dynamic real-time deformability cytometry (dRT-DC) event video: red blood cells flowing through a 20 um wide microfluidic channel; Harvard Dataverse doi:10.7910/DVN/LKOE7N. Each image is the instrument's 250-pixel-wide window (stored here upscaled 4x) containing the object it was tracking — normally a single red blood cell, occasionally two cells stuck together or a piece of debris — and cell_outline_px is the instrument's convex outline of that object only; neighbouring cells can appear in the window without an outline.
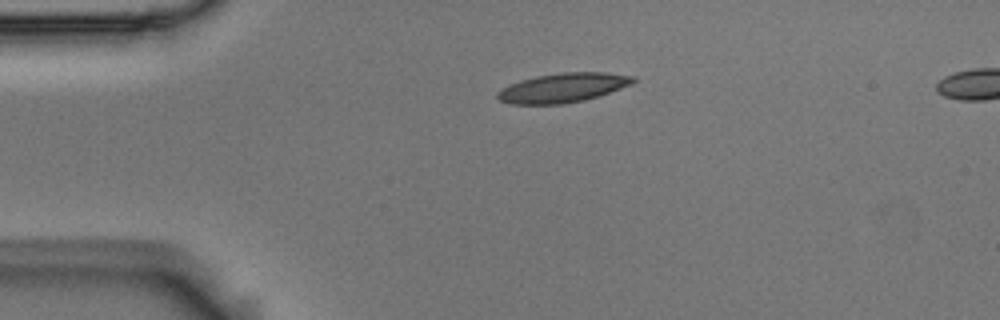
{"species": "Egyptian fruit bat (a non-hibernating species)", "species_latin": "Rousettus aegyptiacus", "temperature_condition": "room temperature", "stored_images_in_passage": 44, "camera_frame_rate_fps": 3000, "um_per_image_px": 0.085, "animal": {"sex": "male"}, "frame": {"image": 1, "passage_image": 1, "time_ms": 0.0, "image_size_px": [1000, 320], "cell_outline_px": [[636, 80], [632, 84], [584, 100], [560, 104], [508, 104], [500, 100], [496, 96], [496, 92], [500, 88], [520, 80], [536, 76], [564, 72], [604, 72], [636, 76]], "centroid_in_image_um": [47.81, 7.45], "position_along_channel_um": 37.2, "area_um2": 23.12}}
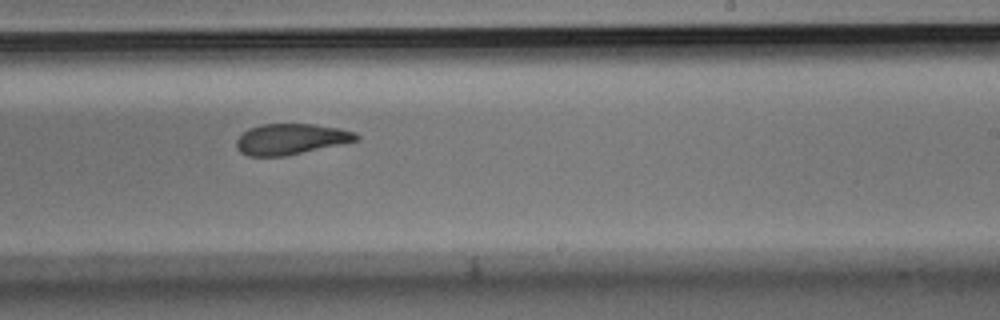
{"frame": {"image": 2, "passage_image": 22, "time_ms": 7.0, "image_size_px": [1000, 320], "cell_outline_px": [[360, 140], [284, 156], [248, 156], [240, 152], [236, 148], [236, 140], [248, 128], [260, 124], [316, 124], [340, 128], [356, 132], [360, 136]], "centroid_in_image_um": [24.74, 11.81], "position_along_channel_um": 264.3, "area_um2": 21.62}}
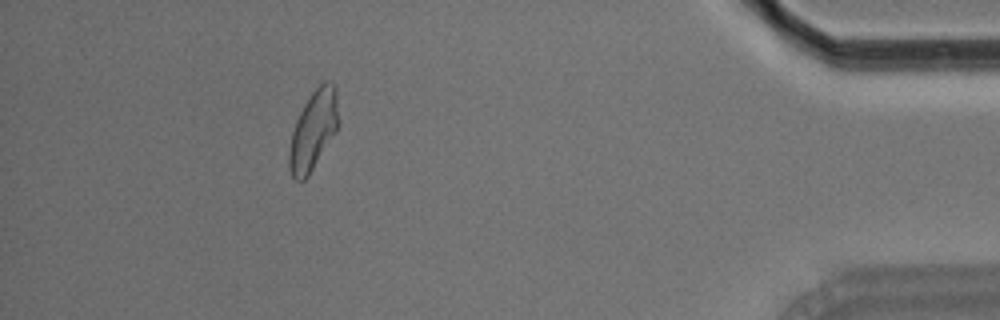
{"frame": {"image": 3, "passage_image": 38, "time_ms": 12.333, "image_size_px": [1000, 320], "cell_outline_px": [[336, 132], [308, 176], [304, 180], [296, 180], [292, 176], [288, 168], [288, 152], [292, 132], [296, 120], [304, 104], [312, 92], [324, 80], [332, 80], [336, 84]], "centroid_in_image_um": [26.6, 11.07], "position_along_channel_um": 408.6, "area_um2": 22.48}}